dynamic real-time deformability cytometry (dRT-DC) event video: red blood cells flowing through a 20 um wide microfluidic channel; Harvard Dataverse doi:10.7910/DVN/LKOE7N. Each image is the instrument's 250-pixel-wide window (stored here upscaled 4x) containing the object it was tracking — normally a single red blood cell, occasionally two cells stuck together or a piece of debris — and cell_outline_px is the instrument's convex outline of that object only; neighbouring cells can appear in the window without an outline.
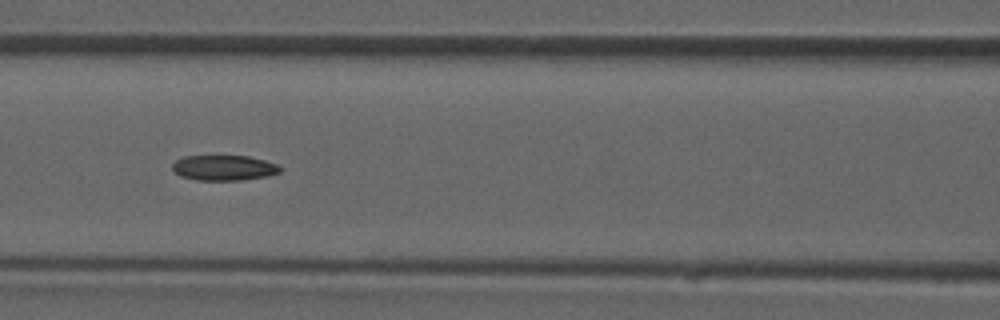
{"species": "common noctule bat (a hibernating species)", "species_latin": "Nyctalus noctula", "temperature_condition": "room temperature", "stored_images_in_passage": 46, "camera_frame_rate_fps": 3000, "um_per_image_px": 0.085, "animal": {"sex": "male", "forearm_length_mm": 52.5}, "frame": {"image": 1, "passage_image": 20, "time_ms": 6.333, "image_size_px": [1000, 320], "cell_outline_px": [[280, 172], [268, 176], [240, 180], [196, 180], [180, 176], [172, 168], [172, 164], [176, 160], [184, 156], [248, 156], [264, 160], [276, 164], [280, 168]], "centroid_in_image_um": [19.01, 14.26], "position_along_channel_um": 147.6, "area_um2": 15.78}}